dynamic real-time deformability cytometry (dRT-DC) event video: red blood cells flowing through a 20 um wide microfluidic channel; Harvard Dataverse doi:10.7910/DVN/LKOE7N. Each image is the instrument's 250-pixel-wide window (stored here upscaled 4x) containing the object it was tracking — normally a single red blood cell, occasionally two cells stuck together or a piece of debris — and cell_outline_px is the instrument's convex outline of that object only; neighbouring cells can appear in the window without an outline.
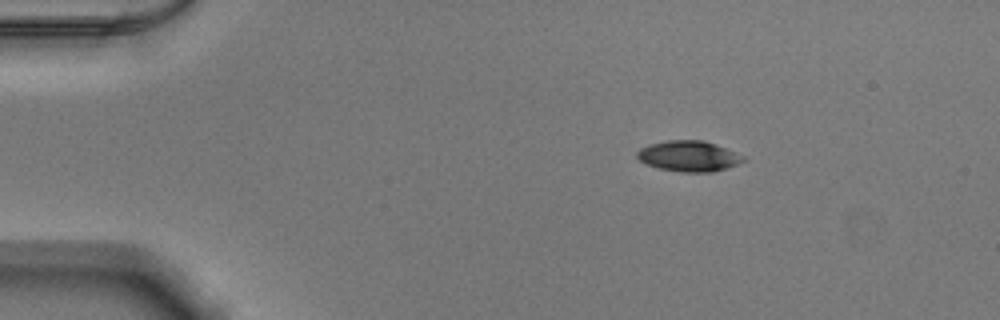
{"species": "Egyptian fruit bat (a non-hibernating species)", "species_latin": "Rousettus aegyptiacus", "temperature_condition": "warm", "stored_images_in_passage": 45, "camera_frame_rate_fps": 3000, "um_per_image_px": 0.085, "animal": {"sex": "male"}, "frame": {"image": 1, "passage_image": 1, "time_ms": 0.0, "image_size_px": [1000, 320], "cell_outline_px": [[748, 160], [712, 172], [680, 172], [660, 168], [648, 164], [640, 160], [636, 156], [636, 152], [640, 148], [648, 144], [668, 140], [704, 140], [716, 144], [748, 156]], "centroid_in_image_um": [58.59, 13.25], "position_along_channel_um": 26.4, "area_um2": 19.13}}
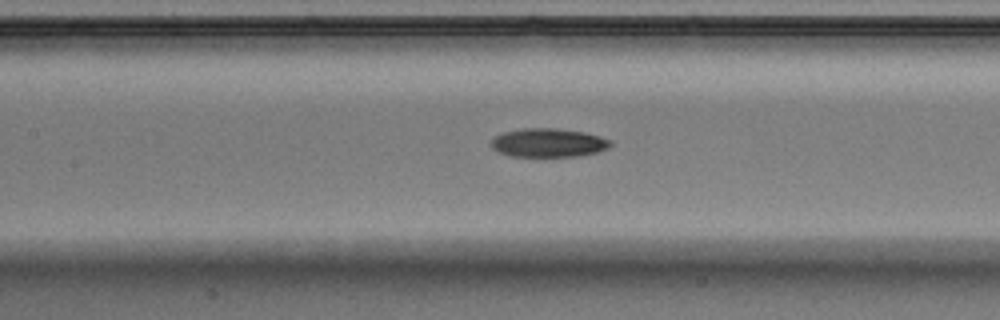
{"frame": {"image": 2, "passage_image": 17, "time_ms": 5.333, "image_size_px": [1000, 320], "cell_outline_px": [[612, 144], [608, 148], [596, 152], [580, 156], [512, 156], [500, 152], [492, 148], [492, 136], [504, 132], [520, 128], [552, 128], [584, 132], [612, 140]], "centroid_in_image_um": [46.6, 12.13], "position_along_channel_um": 160.8, "area_um2": 19.88}}
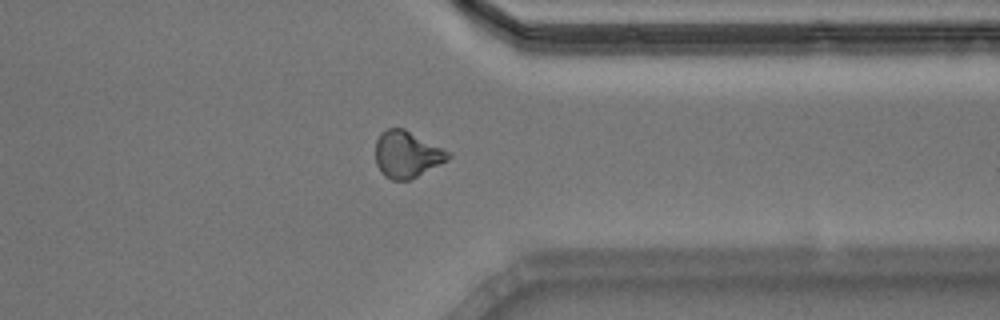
{"frame": {"image": 3, "passage_image": 34, "time_ms": 11.0, "image_size_px": [1000, 320], "cell_outline_px": [[452, 156], [448, 160], [408, 180], [392, 180], [384, 176], [380, 172], [376, 164], [376, 140], [380, 132], [388, 128], [404, 128], [452, 152]], "centroid_in_image_um": [34.59, 13.11], "position_along_channel_um": 376.8, "area_um2": 19.88}, "authors_computed_cell_mechanics": {"area_um2": 19.5942, "velocity_mm_per_s": 3.873, "shape_relaxation_time_tau1_ms": 4.2494, "shape_relaxation_time_tau2_ms": null, "deformation_change_tau1": 0.1591, "deformation_change_tau2": null}}